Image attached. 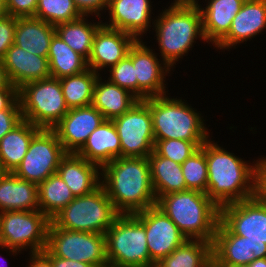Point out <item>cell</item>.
<instances>
[{
  "label": "cell",
  "instance_id": "f35d334b",
  "mask_svg": "<svg viewBox=\"0 0 266 267\" xmlns=\"http://www.w3.org/2000/svg\"><path fill=\"white\" fill-rule=\"evenodd\" d=\"M17 18L8 14H0V58L14 44Z\"/></svg>",
  "mask_w": 266,
  "mask_h": 267
},
{
  "label": "cell",
  "instance_id": "4fadbf2b",
  "mask_svg": "<svg viewBox=\"0 0 266 267\" xmlns=\"http://www.w3.org/2000/svg\"><path fill=\"white\" fill-rule=\"evenodd\" d=\"M121 144V157L147 158L154 150V132L149 104L138 100L128 111L112 119Z\"/></svg>",
  "mask_w": 266,
  "mask_h": 267
},
{
  "label": "cell",
  "instance_id": "4316f807",
  "mask_svg": "<svg viewBox=\"0 0 266 267\" xmlns=\"http://www.w3.org/2000/svg\"><path fill=\"white\" fill-rule=\"evenodd\" d=\"M100 81L101 77L98 76L91 105L98 109L105 119L112 120L121 116L138 101L129 91L109 80L106 83Z\"/></svg>",
  "mask_w": 266,
  "mask_h": 267
},
{
  "label": "cell",
  "instance_id": "44dd1931",
  "mask_svg": "<svg viewBox=\"0 0 266 267\" xmlns=\"http://www.w3.org/2000/svg\"><path fill=\"white\" fill-rule=\"evenodd\" d=\"M97 164L87 161L76 153H67L60 161L57 173L75 197L92 193L100 183Z\"/></svg>",
  "mask_w": 266,
  "mask_h": 267
},
{
  "label": "cell",
  "instance_id": "7dc6e473",
  "mask_svg": "<svg viewBox=\"0 0 266 267\" xmlns=\"http://www.w3.org/2000/svg\"><path fill=\"white\" fill-rule=\"evenodd\" d=\"M0 88H16L8 80L2 58H0Z\"/></svg>",
  "mask_w": 266,
  "mask_h": 267
},
{
  "label": "cell",
  "instance_id": "9a60e30c",
  "mask_svg": "<svg viewBox=\"0 0 266 267\" xmlns=\"http://www.w3.org/2000/svg\"><path fill=\"white\" fill-rule=\"evenodd\" d=\"M105 120L92 105L69 109L52 128L67 153H76L89 135Z\"/></svg>",
  "mask_w": 266,
  "mask_h": 267
},
{
  "label": "cell",
  "instance_id": "8992f818",
  "mask_svg": "<svg viewBox=\"0 0 266 267\" xmlns=\"http://www.w3.org/2000/svg\"><path fill=\"white\" fill-rule=\"evenodd\" d=\"M109 267H155L147 247L145 227L134 214H120L105 233Z\"/></svg>",
  "mask_w": 266,
  "mask_h": 267
},
{
  "label": "cell",
  "instance_id": "5b68a950",
  "mask_svg": "<svg viewBox=\"0 0 266 267\" xmlns=\"http://www.w3.org/2000/svg\"><path fill=\"white\" fill-rule=\"evenodd\" d=\"M145 101L149 104L155 141L167 139L208 140L209 136L203 120L181 99H170L163 95L149 97Z\"/></svg>",
  "mask_w": 266,
  "mask_h": 267
},
{
  "label": "cell",
  "instance_id": "f546056e",
  "mask_svg": "<svg viewBox=\"0 0 266 267\" xmlns=\"http://www.w3.org/2000/svg\"><path fill=\"white\" fill-rule=\"evenodd\" d=\"M212 243L186 240L171 254L163 257L155 267H212Z\"/></svg>",
  "mask_w": 266,
  "mask_h": 267
},
{
  "label": "cell",
  "instance_id": "816d5d0a",
  "mask_svg": "<svg viewBox=\"0 0 266 267\" xmlns=\"http://www.w3.org/2000/svg\"><path fill=\"white\" fill-rule=\"evenodd\" d=\"M239 267H252V266H251V264H246V265L239 266Z\"/></svg>",
  "mask_w": 266,
  "mask_h": 267
},
{
  "label": "cell",
  "instance_id": "e575fe53",
  "mask_svg": "<svg viewBox=\"0 0 266 267\" xmlns=\"http://www.w3.org/2000/svg\"><path fill=\"white\" fill-rule=\"evenodd\" d=\"M83 15L73 0H38L35 17L57 25L79 19Z\"/></svg>",
  "mask_w": 266,
  "mask_h": 267
},
{
  "label": "cell",
  "instance_id": "ee69618b",
  "mask_svg": "<svg viewBox=\"0 0 266 267\" xmlns=\"http://www.w3.org/2000/svg\"><path fill=\"white\" fill-rule=\"evenodd\" d=\"M17 99V88H0V111L8 109Z\"/></svg>",
  "mask_w": 266,
  "mask_h": 267
},
{
  "label": "cell",
  "instance_id": "d4e9b609",
  "mask_svg": "<svg viewBox=\"0 0 266 267\" xmlns=\"http://www.w3.org/2000/svg\"><path fill=\"white\" fill-rule=\"evenodd\" d=\"M55 26L36 17L17 18L14 44L33 55L48 57Z\"/></svg>",
  "mask_w": 266,
  "mask_h": 267
},
{
  "label": "cell",
  "instance_id": "bcb514c9",
  "mask_svg": "<svg viewBox=\"0 0 266 267\" xmlns=\"http://www.w3.org/2000/svg\"><path fill=\"white\" fill-rule=\"evenodd\" d=\"M31 264L28 267H53L51 261L42 253L31 254Z\"/></svg>",
  "mask_w": 266,
  "mask_h": 267
},
{
  "label": "cell",
  "instance_id": "8fae6325",
  "mask_svg": "<svg viewBox=\"0 0 266 267\" xmlns=\"http://www.w3.org/2000/svg\"><path fill=\"white\" fill-rule=\"evenodd\" d=\"M46 249L56 257L109 267L105 234L66 230L50 223Z\"/></svg>",
  "mask_w": 266,
  "mask_h": 267
},
{
  "label": "cell",
  "instance_id": "60d3db41",
  "mask_svg": "<svg viewBox=\"0 0 266 267\" xmlns=\"http://www.w3.org/2000/svg\"><path fill=\"white\" fill-rule=\"evenodd\" d=\"M38 0H5V14L12 17H35Z\"/></svg>",
  "mask_w": 266,
  "mask_h": 267
},
{
  "label": "cell",
  "instance_id": "f907efd6",
  "mask_svg": "<svg viewBox=\"0 0 266 267\" xmlns=\"http://www.w3.org/2000/svg\"><path fill=\"white\" fill-rule=\"evenodd\" d=\"M0 14H5V0H0Z\"/></svg>",
  "mask_w": 266,
  "mask_h": 267
},
{
  "label": "cell",
  "instance_id": "30bf717a",
  "mask_svg": "<svg viewBox=\"0 0 266 267\" xmlns=\"http://www.w3.org/2000/svg\"><path fill=\"white\" fill-rule=\"evenodd\" d=\"M51 219L40 210L0 212V240L13 254L30 246L32 253L42 252L47 245Z\"/></svg>",
  "mask_w": 266,
  "mask_h": 267
},
{
  "label": "cell",
  "instance_id": "5bb4252c",
  "mask_svg": "<svg viewBox=\"0 0 266 267\" xmlns=\"http://www.w3.org/2000/svg\"><path fill=\"white\" fill-rule=\"evenodd\" d=\"M134 215L145 227L149 255L155 263L187 240L175 223L156 205Z\"/></svg>",
  "mask_w": 266,
  "mask_h": 267
},
{
  "label": "cell",
  "instance_id": "ba28073f",
  "mask_svg": "<svg viewBox=\"0 0 266 267\" xmlns=\"http://www.w3.org/2000/svg\"><path fill=\"white\" fill-rule=\"evenodd\" d=\"M23 119L40 128L52 129L69 111L60 79L48 77L18 89Z\"/></svg>",
  "mask_w": 266,
  "mask_h": 267
},
{
  "label": "cell",
  "instance_id": "7bdbcfd3",
  "mask_svg": "<svg viewBox=\"0 0 266 267\" xmlns=\"http://www.w3.org/2000/svg\"><path fill=\"white\" fill-rule=\"evenodd\" d=\"M42 253L51 261L53 267H96L86 262L72 261L52 255L46 248Z\"/></svg>",
  "mask_w": 266,
  "mask_h": 267
},
{
  "label": "cell",
  "instance_id": "cb8c5ba5",
  "mask_svg": "<svg viewBox=\"0 0 266 267\" xmlns=\"http://www.w3.org/2000/svg\"><path fill=\"white\" fill-rule=\"evenodd\" d=\"M245 0H210L202 13L205 41L216 46L230 31L235 15Z\"/></svg>",
  "mask_w": 266,
  "mask_h": 267
},
{
  "label": "cell",
  "instance_id": "9c48e42d",
  "mask_svg": "<svg viewBox=\"0 0 266 267\" xmlns=\"http://www.w3.org/2000/svg\"><path fill=\"white\" fill-rule=\"evenodd\" d=\"M220 221L233 234L245 237L255 259L266 257V200L259 193L221 207Z\"/></svg>",
  "mask_w": 266,
  "mask_h": 267
},
{
  "label": "cell",
  "instance_id": "b9f144b4",
  "mask_svg": "<svg viewBox=\"0 0 266 267\" xmlns=\"http://www.w3.org/2000/svg\"><path fill=\"white\" fill-rule=\"evenodd\" d=\"M77 9L83 16H87L89 14H92L93 12L97 16L100 10H103L104 7L105 9L108 6V0H73ZM89 13V14H88Z\"/></svg>",
  "mask_w": 266,
  "mask_h": 267
},
{
  "label": "cell",
  "instance_id": "f1b7e54d",
  "mask_svg": "<svg viewBox=\"0 0 266 267\" xmlns=\"http://www.w3.org/2000/svg\"><path fill=\"white\" fill-rule=\"evenodd\" d=\"M41 128L23 119L0 140V158L4 168L13 172L28 151L33 136Z\"/></svg>",
  "mask_w": 266,
  "mask_h": 267
},
{
  "label": "cell",
  "instance_id": "c3c4849f",
  "mask_svg": "<svg viewBox=\"0 0 266 267\" xmlns=\"http://www.w3.org/2000/svg\"><path fill=\"white\" fill-rule=\"evenodd\" d=\"M250 264L252 267H266V257L255 259Z\"/></svg>",
  "mask_w": 266,
  "mask_h": 267
},
{
  "label": "cell",
  "instance_id": "7c38bea8",
  "mask_svg": "<svg viewBox=\"0 0 266 267\" xmlns=\"http://www.w3.org/2000/svg\"><path fill=\"white\" fill-rule=\"evenodd\" d=\"M66 154L56 132L41 128L33 136L27 153L12 173L22 180L39 185L57 173L60 161Z\"/></svg>",
  "mask_w": 266,
  "mask_h": 267
},
{
  "label": "cell",
  "instance_id": "ffe728a7",
  "mask_svg": "<svg viewBox=\"0 0 266 267\" xmlns=\"http://www.w3.org/2000/svg\"><path fill=\"white\" fill-rule=\"evenodd\" d=\"M266 28V0H245L235 15L228 34L216 47L230 48L248 40Z\"/></svg>",
  "mask_w": 266,
  "mask_h": 267
},
{
  "label": "cell",
  "instance_id": "ac0fdd59",
  "mask_svg": "<svg viewBox=\"0 0 266 267\" xmlns=\"http://www.w3.org/2000/svg\"><path fill=\"white\" fill-rule=\"evenodd\" d=\"M9 82L17 89L32 81L50 77L49 60L33 55L15 44L2 58Z\"/></svg>",
  "mask_w": 266,
  "mask_h": 267
},
{
  "label": "cell",
  "instance_id": "603a6c76",
  "mask_svg": "<svg viewBox=\"0 0 266 267\" xmlns=\"http://www.w3.org/2000/svg\"><path fill=\"white\" fill-rule=\"evenodd\" d=\"M100 168L121 157V144L112 120L105 119L87 138L84 145L76 152Z\"/></svg>",
  "mask_w": 266,
  "mask_h": 267
},
{
  "label": "cell",
  "instance_id": "3957f363",
  "mask_svg": "<svg viewBox=\"0 0 266 267\" xmlns=\"http://www.w3.org/2000/svg\"><path fill=\"white\" fill-rule=\"evenodd\" d=\"M156 206L188 240L194 238L213 243L220 220V208L206 193L196 190L169 193L161 196Z\"/></svg>",
  "mask_w": 266,
  "mask_h": 267
},
{
  "label": "cell",
  "instance_id": "d6986e66",
  "mask_svg": "<svg viewBox=\"0 0 266 267\" xmlns=\"http://www.w3.org/2000/svg\"><path fill=\"white\" fill-rule=\"evenodd\" d=\"M111 20L103 25L124 31L137 40L150 27V0H108Z\"/></svg>",
  "mask_w": 266,
  "mask_h": 267
},
{
  "label": "cell",
  "instance_id": "4dcf8cb0",
  "mask_svg": "<svg viewBox=\"0 0 266 267\" xmlns=\"http://www.w3.org/2000/svg\"><path fill=\"white\" fill-rule=\"evenodd\" d=\"M47 58L50 76L57 79L75 75L88 69L87 60L73 51L57 34L52 37Z\"/></svg>",
  "mask_w": 266,
  "mask_h": 267
},
{
  "label": "cell",
  "instance_id": "f6af8a7d",
  "mask_svg": "<svg viewBox=\"0 0 266 267\" xmlns=\"http://www.w3.org/2000/svg\"><path fill=\"white\" fill-rule=\"evenodd\" d=\"M258 193L266 200V158L258 161Z\"/></svg>",
  "mask_w": 266,
  "mask_h": 267
},
{
  "label": "cell",
  "instance_id": "1f68e13d",
  "mask_svg": "<svg viewBox=\"0 0 266 267\" xmlns=\"http://www.w3.org/2000/svg\"><path fill=\"white\" fill-rule=\"evenodd\" d=\"M84 17L55 25V33L73 51L88 61L95 33L103 23L88 24V22H85Z\"/></svg>",
  "mask_w": 266,
  "mask_h": 267
},
{
  "label": "cell",
  "instance_id": "2e32d148",
  "mask_svg": "<svg viewBox=\"0 0 266 267\" xmlns=\"http://www.w3.org/2000/svg\"><path fill=\"white\" fill-rule=\"evenodd\" d=\"M132 62L137 79V99L166 95L165 73L170 67L163 68L156 55L139 39L132 46ZM165 69V72H164Z\"/></svg>",
  "mask_w": 266,
  "mask_h": 267
},
{
  "label": "cell",
  "instance_id": "ab89813d",
  "mask_svg": "<svg viewBox=\"0 0 266 267\" xmlns=\"http://www.w3.org/2000/svg\"><path fill=\"white\" fill-rule=\"evenodd\" d=\"M23 120L19 98L8 108L0 111V140Z\"/></svg>",
  "mask_w": 266,
  "mask_h": 267
},
{
  "label": "cell",
  "instance_id": "681fc988",
  "mask_svg": "<svg viewBox=\"0 0 266 267\" xmlns=\"http://www.w3.org/2000/svg\"><path fill=\"white\" fill-rule=\"evenodd\" d=\"M7 173L8 171L4 168L2 160L0 158V179L3 178Z\"/></svg>",
  "mask_w": 266,
  "mask_h": 267
},
{
  "label": "cell",
  "instance_id": "8d00e7d4",
  "mask_svg": "<svg viewBox=\"0 0 266 267\" xmlns=\"http://www.w3.org/2000/svg\"><path fill=\"white\" fill-rule=\"evenodd\" d=\"M206 141H185L180 139H167L155 141L154 151L164 158L182 164Z\"/></svg>",
  "mask_w": 266,
  "mask_h": 267
},
{
  "label": "cell",
  "instance_id": "6da1fadb",
  "mask_svg": "<svg viewBox=\"0 0 266 267\" xmlns=\"http://www.w3.org/2000/svg\"><path fill=\"white\" fill-rule=\"evenodd\" d=\"M201 148L208 167L206 194L219 208L258 194V162L248 165L210 140Z\"/></svg>",
  "mask_w": 266,
  "mask_h": 267
},
{
  "label": "cell",
  "instance_id": "7402d4cb",
  "mask_svg": "<svg viewBox=\"0 0 266 267\" xmlns=\"http://www.w3.org/2000/svg\"><path fill=\"white\" fill-rule=\"evenodd\" d=\"M213 267H239L255 260L245 237L233 234L220 220L212 243Z\"/></svg>",
  "mask_w": 266,
  "mask_h": 267
},
{
  "label": "cell",
  "instance_id": "83f0119b",
  "mask_svg": "<svg viewBox=\"0 0 266 267\" xmlns=\"http://www.w3.org/2000/svg\"><path fill=\"white\" fill-rule=\"evenodd\" d=\"M147 158L157 200L166 194L186 190L181 164L159 156L154 150Z\"/></svg>",
  "mask_w": 266,
  "mask_h": 267
},
{
  "label": "cell",
  "instance_id": "d590c367",
  "mask_svg": "<svg viewBox=\"0 0 266 267\" xmlns=\"http://www.w3.org/2000/svg\"><path fill=\"white\" fill-rule=\"evenodd\" d=\"M181 168L186 190L207 192L208 167L205 152L201 147L181 164Z\"/></svg>",
  "mask_w": 266,
  "mask_h": 267
},
{
  "label": "cell",
  "instance_id": "e0dca14e",
  "mask_svg": "<svg viewBox=\"0 0 266 267\" xmlns=\"http://www.w3.org/2000/svg\"><path fill=\"white\" fill-rule=\"evenodd\" d=\"M136 41L134 36L102 24L93 39L88 68L97 73L98 69L115 66L128 55Z\"/></svg>",
  "mask_w": 266,
  "mask_h": 267
},
{
  "label": "cell",
  "instance_id": "484cf974",
  "mask_svg": "<svg viewBox=\"0 0 266 267\" xmlns=\"http://www.w3.org/2000/svg\"><path fill=\"white\" fill-rule=\"evenodd\" d=\"M16 210H39L38 185L8 172L0 179V211Z\"/></svg>",
  "mask_w": 266,
  "mask_h": 267
},
{
  "label": "cell",
  "instance_id": "7a4b0ae2",
  "mask_svg": "<svg viewBox=\"0 0 266 267\" xmlns=\"http://www.w3.org/2000/svg\"><path fill=\"white\" fill-rule=\"evenodd\" d=\"M101 186L120 214H134L156 205L148 158L119 157L102 166Z\"/></svg>",
  "mask_w": 266,
  "mask_h": 267
},
{
  "label": "cell",
  "instance_id": "52a82bcc",
  "mask_svg": "<svg viewBox=\"0 0 266 267\" xmlns=\"http://www.w3.org/2000/svg\"><path fill=\"white\" fill-rule=\"evenodd\" d=\"M119 215L100 185L90 194L75 197L51 223L66 230L105 234Z\"/></svg>",
  "mask_w": 266,
  "mask_h": 267
},
{
  "label": "cell",
  "instance_id": "74e56055",
  "mask_svg": "<svg viewBox=\"0 0 266 267\" xmlns=\"http://www.w3.org/2000/svg\"><path fill=\"white\" fill-rule=\"evenodd\" d=\"M109 81L129 91L137 98V79L132 62V47L128 55L115 66L110 67Z\"/></svg>",
  "mask_w": 266,
  "mask_h": 267
},
{
  "label": "cell",
  "instance_id": "836d02e7",
  "mask_svg": "<svg viewBox=\"0 0 266 267\" xmlns=\"http://www.w3.org/2000/svg\"><path fill=\"white\" fill-rule=\"evenodd\" d=\"M98 76L88 68L81 73L60 79L64 100L69 109L92 104L94 85Z\"/></svg>",
  "mask_w": 266,
  "mask_h": 267
},
{
  "label": "cell",
  "instance_id": "d6a6232c",
  "mask_svg": "<svg viewBox=\"0 0 266 267\" xmlns=\"http://www.w3.org/2000/svg\"><path fill=\"white\" fill-rule=\"evenodd\" d=\"M75 196L58 173L38 185L39 210L50 219L66 207Z\"/></svg>",
  "mask_w": 266,
  "mask_h": 267
},
{
  "label": "cell",
  "instance_id": "277c9868",
  "mask_svg": "<svg viewBox=\"0 0 266 267\" xmlns=\"http://www.w3.org/2000/svg\"><path fill=\"white\" fill-rule=\"evenodd\" d=\"M173 4V5H172ZM155 20L156 36L165 65L176 64L194 43L197 35L205 41L202 13L196 0H175Z\"/></svg>",
  "mask_w": 266,
  "mask_h": 267
}]
</instances>
